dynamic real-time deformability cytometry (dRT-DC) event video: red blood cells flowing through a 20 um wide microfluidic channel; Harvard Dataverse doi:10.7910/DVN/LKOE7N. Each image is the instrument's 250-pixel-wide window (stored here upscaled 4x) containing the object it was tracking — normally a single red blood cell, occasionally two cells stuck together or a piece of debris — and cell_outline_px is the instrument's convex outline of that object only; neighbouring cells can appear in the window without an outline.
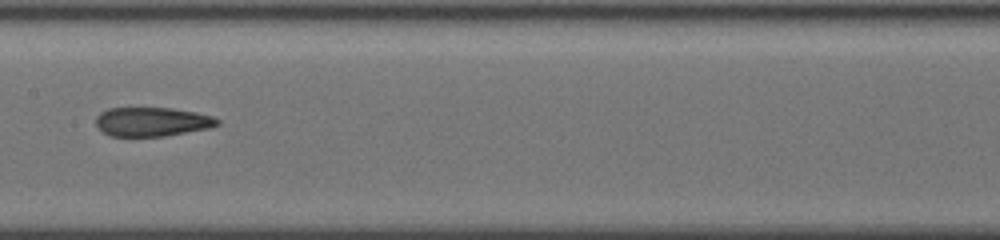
{"species": "common noctule bat (a hibernating species)", "species_latin": "Nyctalus noctula", "temperature_condition": "cold", "stored_images_in_passage": 21, "camera_frame_rate_fps": 3000, "um_per_image_px": 0.085, "animal": {"sex": "female", "body_mass_g": 19.5, "forearm_length_mm": 54.1}, "frame": {"image": 1, "passage_image": 12, "time_ms": 3.667, "image_size_px": [1000, 240], "cell_outline_px": [[220, 124], [212, 128], [164, 136], [112, 136], [104, 132], [96, 124], [96, 116], [100, 112], [108, 108], [168, 108], [196, 112], [212, 116], [220, 120]], "centroid_in_image_um": [12.96, 10.35], "position_along_channel_um": 194.4, "area_um2": 20.58}}
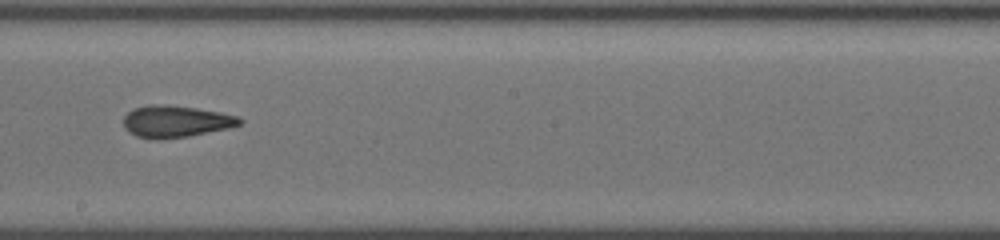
{"frame": {"image": 2, "passage_image": 15, "time_ms": 4.667, "image_size_px": [1000, 240], "cell_outline_px": [[244, 120], [240, 124], [228, 128], [188, 136], [156, 140], [136, 136], [128, 132], [124, 128], [124, 116], [128, 112], [136, 108], [156, 104], [196, 108], [220, 112], [236, 116]], "centroid_in_image_um": [14.92, 10.34], "position_along_channel_um": 233.3, "area_um2": 21.27}}